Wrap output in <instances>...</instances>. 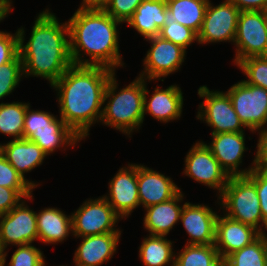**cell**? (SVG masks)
Masks as SVG:
<instances>
[{"label":"cell","mask_w":267,"mask_h":266,"mask_svg":"<svg viewBox=\"0 0 267 266\" xmlns=\"http://www.w3.org/2000/svg\"><path fill=\"white\" fill-rule=\"evenodd\" d=\"M23 198L17 190L0 186V216L10 212Z\"/></svg>","instance_id":"39"},{"label":"cell","mask_w":267,"mask_h":266,"mask_svg":"<svg viewBox=\"0 0 267 266\" xmlns=\"http://www.w3.org/2000/svg\"><path fill=\"white\" fill-rule=\"evenodd\" d=\"M11 1L10 0H0V21L3 20L7 14L11 11Z\"/></svg>","instance_id":"42"},{"label":"cell","mask_w":267,"mask_h":266,"mask_svg":"<svg viewBox=\"0 0 267 266\" xmlns=\"http://www.w3.org/2000/svg\"><path fill=\"white\" fill-rule=\"evenodd\" d=\"M114 71L101 66L72 65L52 85L58 92L60 116L81 139L101 120L108 80Z\"/></svg>","instance_id":"1"},{"label":"cell","mask_w":267,"mask_h":266,"mask_svg":"<svg viewBox=\"0 0 267 266\" xmlns=\"http://www.w3.org/2000/svg\"><path fill=\"white\" fill-rule=\"evenodd\" d=\"M0 266H4V261H0Z\"/></svg>","instance_id":"45"},{"label":"cell","mask_w":267,"mask_h":266,"mask_svg":"<svg viewBox=\"0 0 267 266\" xmlns=\"http://www.w3.org/2000/svg\"><path fill=\"white\" fill-rule=\"evenodd\" d=\"M67 23L73 65L101 66L114 72L115 68L123 66L117 31L121 22L101 7L80 6ZM80 51L91 60H82Z\"/></svg>","instance_id":"3"},{"label":"cell","mask_w":267,"mask_h":266,"mask_svg":"<svg viewBox=\"0 0 267 266\" xmlns=\"http://www.w3.org/2000/svg\"><path fill=\"white\" fill-rule=\"evenodd\" d=\"M172 250V242L165 236L149 235L139 248V257L145 266H164L169 263L174 266L175 254Z\"/></svg>","instance_id":"27"},{"label":"cell","mask_w":267,"mask_h":266,"mask_svg":"<svg viewBox=\"0 0 267 266\" xmlns=\"http://www.w3.org/2000/svg\"><path fill=\"white\" fill-rule=\"evenodd\" d=\"M174 266H223L215 244L187 245L175 256Z\"/></svg>","instance_id":"29"},{"label":"cell","mask_w":267,"mask_h":266,"mask_svg":"<svg viewBox=\"0 0 267 266\" xmlns=\"http://www.w3.org/2000/svg\"><path fill=\"white\" fill-rule=\"evenodd\" d=\"M218 215L206 205L183 204L180 220L190 236L187 245L215 244Z\"/></svg>","instance_id":"17"},{"label":"cell","mask_w":267,"mask_h":266,"mask_svg":"<svg viewBox=\"0 0 267 266\" xmlns=\"http://www.w3.org/2000/svg\"><path fill=\"white\" fill-rule=\"evenodd\" d=\"M149 93L145 84L144 92V116L150 113L160 122H168L178 119L182 114L183 93L177 85H171L166 89L155 88L150 100L147 102Z\"/></svg>","instance_id":"21"},{"label":"cell","mask_w":267,"mask_h":266,"mask_svg":"<svg viewBox=\"0 0 267 266\" xmlns=\"http://www.w3.org/2000/svg\"><path fill=\"white\" fill-rule=\"evenodd\" d=\"M234 43L235 64L249 57L266 56L267 12L240 11Z\"/></svg>","instance_id":"8"},{"label":"cell","mask_w":267,"mask_h":266,"mask_svg":"<svg viewBox=\"0 0 267 266\" xmlns=\"http://www.w3.org/2000/svg\"><path fill=\"white\" fill-rule=\"evenodd\" d=\"M246 176L255 184L260 201L264 226L267 229V169L257 166Z\"/></svg>","instance_id":"37"},{"label":"cell","mask_w":267,"mask_h":266,"mask_svg":"<svg viewBox=\"0 0 267 266\" xmlns=\"http://www.w3.org/2000/svg\"><path fill=\"white\" fill-rule=\"evenodd\" d=\"M167 10L166 0H143L127 21L144 39L159 36L164 26Z\"/></svg>","instance_id":"24"},{"label":"cell","mask_w":267,"mask_h":266,"mask_svg":"<svg viewBox=\"0 0 267 266\" xmlns=\"http://www.w3.org/2000/svg\"><path fill=\"white\" fill-rule=\"evenodd\" d=\"M60 24L56 16L47 9L35 20L26 45L23 44L24 29L17 30L19 55L25 77L40 76L47 79L52 86L73 65L68 23Z\"/></svg>","instance_id":"2"},{"label":"cell","mask_w":267,"mask_h":266,"mask_svg":"<svg viewBox=\"0 0 267 266\" xmlns=\"http://www.w3.org/2000/svg\"><path fill=\"white\" fill-rule=\"evenodd\" d=\"M22 75L23 63L19 54L12 61L0 66V99L14 91Z\"/></svg>","instance_id":"34"},{"label":"cell","mask_w":267,"mask_h":266,"mask_svg":"<svg viewBox=\"0 0 267 266\" xmlns=\"http://www.w3.org/2000/svg\"><path fill=\"white\" fill-rule=\"evenodd\" d=\"M223 266H267V235L261 234L251 244L228 255Z\"/></svg>","instance_id":"28"},{"label":"cell","mask_w":267,"mask_h":266,"mask_svg":"<svg viewBox=\"0 0 267 266\" xmlns=\"http://www.w3.org/2000/svg\"><path fill=\"white\" fill-rule=\"evenodd\" d=\"M107 0H83L81 7H101Z\"/></svg>","instance_id":"43"},{"label":"cell","mask_w":267,"mask_h":266,"mask_svg":"<svg viewBox=\"0 0 267 266\" xmlns=\"http://www.w3.org/2000/svg\"><path fill=\"white\" fill-rule=\"evenodd\" d=\"M12 255L9 266H44V255L32 244L19 245Z\"/></svg>","instance_id":"35"},{"label":"cell","mask_w":267,"mask_h":266,"mask_svg":"<svg viewBox=\"0 0 267 266\" xmlns=\"http://www.w3.org/2000/svg\"><path fill=\"white\" fill-rule=\"evenodd\" d=\"M240 11H266L267 0H230Z\"/></svg>","instance_id":"40"},{"label":"cell","mask_w":267,"mask_h":266,"mask_svg":"<svg viewBox=\"0 0 267 266\" xmlns=\"http://www.w3.org/2000/svg\"><path fill=\"white\" fill-rule=\"evenodd\" d=\"M211 135L213 141L206 146L211 150L213 156L229 177L246 176L258 166V152H256L253 160L254 166L248 168V170H238L243 160V153L246 150L244 132H225Z\"/></svg>","instance_id":"15"},{"label":"cell","mask_w":267,"mask_h":266,"mask_svg":"<svg viewBox=\"0 0 267 266\" xmlns=\"http://www.w3.org/2000/svg\"><path fill=\"white\" fill-rule=\"evenodd\" d=\"M19 54L18 32L10 34L0 31V66L12 61Z\"/></svg>","instance_id":"38"},{"label":"cell","mask_w":267,"mask_h":266,"mask_svg":"<svg viewBox=\"0 0 267 266\" xmlns=\"http://www.w3.org/2000/svg\"><path fill=\"white\" fill-rule=\"evenodd\" d=\"M25 112L23 138L35 142L46 155L64 145H74L81 140L63 121L45 111Z\"/></svg>","instance_id":"6"},{"label":"cell","mask_w":267,"mask_h":266,"mask_svg":"<svg viewBox=\"0 0 267 266\" xmlns=\"http://www.w3.org/2000/svg\"><path fill=\"white\" fill-rule=\"evenodd\" d=\"M38 239L36 212L22 200L10 212L0 216V241L7 245H27Z\"/></svg>","instance_id":"14"},{"label":"cell","mask_w":267,"mask_h":266,"mask_svg":"<svg viewBox=\"0 0 267 266\" xmlns=\"http://www.w3.org/2000/svg\"><path fill=\"white\" fill-rule=\"evenodd\" d=\"M110 196H103L114 211L125 218L140 205L137 182V164L119 169L109 183Z\"/></svg>","instance_id":"16"},{"label":"cell","mask_w":267,"mask_h":266,"mask_svg":"<svg viewBox=\"0 0 267 266\" xmlns=\"http://www.w3.org/2000/svg\"><path fill=\"white\" fill-rule=\"evenodd\" d=\"M261 233L252 226L243 224L224 214L216 221L215 247L222 260L231 253L255 241Z\"/></svg>","instance_id":"18"},{"label":"cell","mask_w":267,"mask_h":266,"mask_svg":"<svg viewBox=\"0 0 267 266\" xmlns=\"http://www.w3.org/2000/svg\"><path fill=\"white\" fill-rule=\"evenodd\" d=\"M147 40L151 43V49L148 50L144 59L145 70L140 73L139 77L145 80H158L180 69L185 59V49L160 36Z\"/></svg>","instance_id":"13"},{"label":"cell","mask_w":267,"mask_h":266,"mask_svg":"<svg viewBox=\"0 0 267 266\" xmlns=\"http://www.w3.org/2000/svg\"><path fill=\"white\" fill-rule=\"evenodd\" d=\"M185 175L221 194L229 176L204 142H196L185 158Z\"/></svg>","instance_id":"12"},{"label":"cell","mask_w":267,"mask_h":266,"mask_svg":"<svg viewBox=\"0 0 267 266\" xmlns=\"http://www.w3.org/2000/svg\"><path fill=\"white\" fill-rule=\"evenodd\" d=\"M145 83L144 78L137 77L115 94L118 84L114 72L105 90L104 104L107 99L109 101L104 108L102 107L100 122L127 135H130L134 129H139L144 120Z\"/></svg>","instance_id":"4"},{"label":"cell","mask_w":267,"mask_h":266,"mask_svg":"<svg viewBox=\"0 0 267 266\" xmlns=\"http://www.w3.org/2000/svg\"><path fill=\"white\" fill-rule=\"evenodd\" d=\"M159 36L181 46L185 50L194 41L198 42V34L191 28L176 22L173 13L168 9L166 10L164 26L160 29Z\"/></svg>","instance_id":"31"},{"label":"cell","mask_w":267,"mask_h":266,"mask_svg":"<svg viewBox=\"0 0 267 266\" xmlns=\"http://www.w3.org/2000/svg\"><path fill=\"white\" fill-rule=\"evenodd\" d=\"M71 217L74 237L121 232L114 228L120 216L103 196L85 201Z\"/></svg>","instance_id":"10"},{"label":"cell","mask_w":267,"mask_h":266,"mask_svg":"<svg viewBox=\"0 0 267 266\" xmlns=\"http://www.w3.org/2000/svg\"><path fill=\"white\" fill-rule=\"evenodd\" d=\"M258 166L267 169V130L262 132L257 143Z\"/></svg>","instance_id":"41"},{"label":"cell","mask_w":267,"mask_h":266,"mask_svg":"<svg viewBox=\"0 0 267 266\" xmlns=\"http://www.w3.org/2000/svg\"><path fill=\"white\" fill-rule=\"evenodd\" d=\"M38 239L47 244L62 242L72 231V217L57 208L36 213Z\"/></svg>","instance_id":"25"},{"label":"cell","mask_w":267,"mask_h":266,"mask_svg":"<svg viewBox=\"0 0 267 266\" xmlns=\"http://www.w3.org/2000/svg\"><path fill=\"white\" fill-rule=\"evenodd\" d=\"M176 22L200 32L209 0H166Z\"/></svg>","instance_id":"26"},{"label":"cell","mask_w":267,"mask_h":266,"mask_svg":"<svg viewBox=\"0 0 267 266\" xmlns=\"http://www.w3.org/2000/svg\"><path fill=\"white\" fill-rule=\"evenodd\" d=\"M239 14L240 10L230 0H224L217 6H213L209 1L198 33V43H234Z\"/></svg>","instance_id":"11"},{"label":"cell","mask_w":267,"mask_h":266,"mask_svg":"<svg viewBox=\"0 0 267 266\" xmlns=\"http://www.w3.org/2000/svg\"><path fill=\"white\" fill-rule=\"evenodd\" d=\"M230 96L234 110L244 127L250 131H259V135L267 130V90L240 81L226 91Z\"/></svg>","instance_id":"7"},{"label":"cell","mask_w":267,"mask_h":266,"mask_svg":"<svg viewBox=\"0 0 267 266\" xmlns=\"http://www.w3.org/2000/svg\"><path fill=\"white\" fill-rule=\"evenodd\" d=\"M0 186L17 190L25 199H32V191L38 184L24 179L0 152Z\"/></svg>","instance_id":"32"},{"label":"cell","mask_w":267,"mask_h":266,"mask_svg":"<svg viewBox=\"0 0 267 266\" xmlns=\"http://www.w3.org/2000/svg\"><path fill=\"white\" fill-rule=\"evenodd\" d=\"M121 232L98 234L83 238L75 251L76 266H101L116 252Z\"/></svg>","instance_id":"20"},{"label":"cell","mask_w":267,"mask_h":266,"mask_svg":"<svg viewBox=\"0 0 267 266\" xmlns=\"http://www.w3.org/2000/svg\"><path fill=\"white\" fill-rule=\"evenodd\" d=\"M4 250L5 249L3 248L2 243L0 241V261H4V266H5L7 253L4 252Z\"/></svg>","instance_id":"44"},{"label":"cell","mask_w":267,"mask_h":266,"mask_svg":"<svg viewBox=\"0 0 267 266\" xmlns=\"http://www.w3.org/2000/svg\"><path fill=\"white\" fill-rule=\"evenodd\" d=\"M143 0H107L101 8L119 22H127Z\"/></svg>","instance_id":"36"},{"label":"cell","mask_w":267,"mask_h":266,"mask_svg":"<svg viewBox=\"0 0 267 266\" xmlns=\"http://www.w3.org/2000/svg\"><path fill=\"white\" fill-rule=\"evenodd\" d=\"M1 153L24 179V173L41 165L47 156L35 142L24 138L1 145Z\"/></svg>","instance_id":"23"},{"label":"cell","mask_w":267,"mask_h":266,"mask_svg":"<svg viewBox=\"0 0 267 266\" xmlns=\"http://www.w3.org/2000/svg\"><path fill=\"white\" fill-rule=\"evenodd\" d=\"M198 95L205 97L199 105L197 119H202L208 126L213 128L211 134L225 132H244L243 124L236 114L228 93L210 91L207 86L198 89Z\"/></svg>","instance_id":"9"},{"label":"cell","mask_w":267,"mask_h":266,"mask_svg":"<svg viewBox=\"0 0 267 266\" xmlns=\"http://www.w3.org/2000/svg\"><path fill=\"white\" fill-rule=\"evenodd\" d=\"M183 199L180 191L174 198L149 206L146 209L144 217V227L150 233L149 235L165 236L172 230L175 224L180 220L183 205L180 207L178 202Z\"/></svg>","instance_id":"22"},{"label":"cell","mask_w":267,"mask_h":266,"mask_svg":"<svg viewBox=\"0 0 267 266\" xmlns=\"http://www.w3.org/2000/svg\"><path fill=\"white\" fill-rule=\"evenodd\" d=\"M137 182L139 202L144 208L166 202L181 191L171 178L144 165H137Z\"/></svg>","instance_id":"19"},{"label":"cell","mask_w":267,"mask_h":266,"mask_svg":"<svg viewBox=\"0 0 267 266\" xmlns=\"http://www.w3.org/2000/svg\"><path fill=\"white\" fill-rule=\"evenodd\" d=\"M237 66L248 80L246 83L260 86L267 90V56H254L241 60Z\"/></svg>","instance_id":"33"},{"label":"cell","mask_w":267,"mask_h":266,"mask_svg":"<svg viewBox=\"0 0 267 266\" xmlns=\"http://www.w3.org/2000/svg\"><path fill=\"white\" fill-rule=\"evenodd\" d=\"M219 195L220 205L226 210L225 215L264 234L261 228L264 220L259 197L255 184L247 176L229 177L227 185Z\"/></svg>","instance_id":"5"},{"label":"cell","mask_w":267,"mask_h":266,"mask_svg":"<svg viewBox=\"0 0 267 266\" xmlns=\"http://www.w3.org/2000/svg\"><path fill=\"white\" fill-rule=\"evenodd\" d=\"M28 106V103L22 102L0 103V133L22 139Z\"/></svg>","instance_id":"30"}]
</instances>
